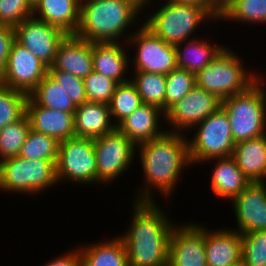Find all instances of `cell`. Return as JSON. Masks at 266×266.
I'll use <instances>...</instances> for the list:
<instances>
[{"instance_id": "9c48e42d", "label": "cell", "mask_w": 266, "mask_h": 266, "mask_svg": "<svg viewBox=\"0 0 266 266\" xmlns=\"http://www.w3.org/2000/svg\"><path fill=\"white\" fill-rule=\"evenodd\" d=\"M56 174L58 182L63 179L73 183L99 184L93 139L73 137L59 142Z\"/></svg>"}, {"instance_id": "277c9868", "label": "cell", "mask_w": 266, "mask_h": 266, "mask_svg": "<svg viewBox=\"0 0 266 266\" xmlns=\"http://www.w3.org/2000/svg\"><path fill=\"white\" fill-rule=\"evenodd\" d=\"M218 20L209 4L176 3L164 5L146 18L143 24L169 45L176 46L191 38L202 21Z\"/></svg>"}, {"instance_id": "9a60e30c", "label": "cell", "mask_w": 266, "mask_h": 266, "mask_svg": "<svg viewBox=\"0 0 266 266\" xmlns=\"http://www.w3.org/2000/svg\"><path fill=\"white\" fill-rule=\"evenodd\" d=\"M168 266H207L202 225L175 226L169 241Z\"/></svg>"}, {"instance_id": "74e56055", "label": "cell", "mask_w": 266, "mask_h": 266, "mask_svg": "<svg viewBox=\"0 0 266 266\" xmlns=\"http://www.w3.org/2000/svg\"><path fill=\"white\" fill-rule=\"evenodd\" d=\"M33 16V6L28 0H0V24L16 27Z\"/></svg>"}, {"instance_id": "484cf974", "label": "cell", "mask_w": 266, "mask_h": 266, "mask_svg": "<svg viewBox=\"0 0 266 266\" xmlns=\"http://www.w3.org/2000/svg\"><path fill=\"white\" fill-rule=\"evenodd\" d=\"M196 39L194 37V39H188V41L175 46L177 68L185 69L195 75L209 65L225 48L218 44L213 46L206 39L201 41ZM183 44L186 45L183 47L184 49L182 48Z\"/></svg>"}, {"instance_id": "e575fe53", "label": "cell", "mask_w": 266, "mask_h": 266, "mask_svg": "<svg viewBox=\"0 0 266 266\" xmlns=\"http://www.w3.org/2000/svg\"><path fill=\"white\" fill-rule=\"evenodd\" d=\"M196 85V75L185 69L175 68L166 75L165 112L182 100Z\"/></svg>"}, {"instance_id": "52a82bcc", "label": "cell", "mask_w": 266, "mask_h": 266, "mask_svg": "<svg viewBox=\"0 0 266 266\" xmlns=\"http://www.w3.org/2000/svg\"><path fill=\"white\" fill-rule=\"evenodd\" d=\"M56 163L16 156L0 161V190L12 193L38 194L57 185ZM37 192V193H36Z\"/></svg>"}, {"instance_id": "8992f818", "label": "cell", "mask_w": 266, "mask_h": 266, "mask_svg": "<svg viewBox=\"0 0 266 266\" xmlns=\"http://www.w3.org/2000/svg\"><path fill=\"white\" fill-rule=\"evenodd\" d=\"M247 72L241 59L225 47L204 69L196 74V85L224 100L245 91L259 77Z\"/></svg>"}, {"instance_id": "603a6c76", "label": "cell", "mask_w": 266, "mask_h": 266, "mask_svg": "<svg viewBox=\"0 0 266 266\" xmlns=\"http://www.w3.org/2000/svg\"><path fill=\"white\" fill-rule=\"evenodd\" d=\"M80 4L81 0H39L33 7V17L59 27L66 34H75L79 25Z\"/></svg>"}, {"instance_id": "ba28073f", "label": "cell", "mask_w": 266, "mask_h": 266, "mask_svg": "<svg viewBox=\"0 0 266 266\" xmlns=\"http://www.w3.org/2000/svg\"><path fill=\"white\" fill-rule=\"evenodd\" d=\"M193 129L197 130L196 134L192 140H187L191 164L232 156L235 142L227 113L222 107Z\"/></svg>"}, {"instance_id": "cb8c5ba5", "label": "cell", "mask_w": 266, "mask_h": 266, "mask_svg": "<svg viewBox=\"0 0 266 266\" xmlns=\"http://www.w3.org/2000/svg\"><path fill=\"white\" fill-rule=\"evenodd\" d=\"M232 157L250 182H265L266 134L235 143Z\"/></svg>"}, {"instance_id": "44dd1931", "label": "cell", "mask_w": 266, "mask_h": 266, "mask_svg": "<svg viewBox=\"0 0 266 266\" xmlns=\"http://www.w3.org/2000/svg\"><path fill=\"white\" fill-rule=\"evenodd\" d=\"M109 105L86 101L74 111L75 137L96 139L116 129Z\"/></svg>"}, {"instance_id": "7402d4cb", "label": "cell", "mask_w": 266, "mask_h": 266, "mask_svg": "<svg viewBox=\"0 0 266 266\" xmlns=\"http://www.w3.org/2000/svg\"><path fill=\"white\" fill-rule=\"evenodd\" d=\"M124 46L119 42H96L92 45L93 71L117 83L127 82L126 69L130 63Z\"/></svg>"}, {"instance_id": "b9f144b4", "label": "cell", "mask_w": 266, "mask_h": 266, "mask_svg": "<svg viewBox=\"0 0 266 266\" xmlns=\"http://www.w3.org/2000/svg\"><path fill=\"white\" fill-rule=\"evenodd\" d=\"M234 0H209L210 9L219 16Z\"/></svg>"}, {"instance_id": "ac0fdd59", "label": "cell", "mask_w": 266, "mask_h": 266, "mask_svg": "<svg viewBox=\"0 0 266 266\" xmlns=\"http://www.w3.org/2000/svg\"><path fill=\"white\" fill-rule=\"evenodd\" d=\"M26 115L30 129L49 135L58 142L75 137L74 113L45 108L29 96L26 102Z\"/></svg>"}, {"instance_id": "bcb514c9", "label": "cell", "mask_w": 266, "mask_h": 266, "mask_svg": "<svg viewBox=\"0 0 266 266\" xmlns=\"http://www.w3.org/2000/svg\"><path fill=\"white\" fill-rule=\"evenodd\" d=\"M139 1L143 4V6H146L147 5L146 3H148V1L151 2V0H139Z\"/></svg>"}, {"instance_id": "83f0119b", "label": "cell", "mask_w": 266, "mask_h": 266, "mask_svg": "<svg viewBox=\"0 0 266 266\" xmlns=\"http://www.w3.org/2000/svg\"><path fill=\"white\" fill-rule=\"evenodd\" d=\"M29 96L40 106L48 109L60 110L74 113L76 106L66 94L62 85H59L48 74L29 94Z\"/></svg>"}, {"instance_id": "f1b7e54d", "label": "cell", "mask_w": 266, "mask_h": 266, "mask_svg": "<svg viewBox=\"0 0 266 266\" xmlns=\"http://www.w3.org/2000/svg\"><path fill=\"white\" fill-rule=\"evenodd\" d=\"M135 85L142 102L165 112L166 75L161 73L136 72L130 79Z\"/></svg>"}, {"instance_id": "7a4b0ae2", "label": "cell", "mask_w": 266, "mask_h": 266, "mask_svg": "<svg viewBox=\"0 0 266 266\" xmlns=\"http://www.w3.org/2000/svg\"><path fill=\"white\" fill-rule=\"evenodd\" d=\"M129 231L122 236L129 266H168L169 241L175 225L157 202L133 204Z\"/></svg>"}, {"instance_id": "7bdbcfd3", "label": "cell", "mask_w": 266, "mask_h": 266, "mask_svg": "<svg viewBox=\"0 0 266 266\" xmlns=\"http://www.w3.org/2000/svg\"><path fill=\"white\" fill-rule=\"evenodd\" d=\"M176 3H195V4H209V0H168Z\"/></svg>"}, {"instance_id": "8fae6325", "label": "cell", "mask_w": 266, "mask_h": 266, "mask_svg": "<svg viewBox=\"0 0 266 266\" xmlns=\"http://www.w3.org/2000/svg\"><path fill=\"white\" fill-rule=\"evenodd\" d=\"M129 44L135 45L137 52L133 62L135 64L134 72L161 73L167 75L173 69L177 68L175 46L164 42L156 36L144 24L139 30L132 32L128 37Z\"/></svg>"}, {"instance_id": "4dcf8cb0", "label": "cell", "mask_w": 266, "mask_h": 266, "mask_svg": "<svg viewBox=\"0 0 266 266\" xmlns=\"http://www.w3.org/2000/svg\"><path fill=\"white\" fill-rule=\"evenodd\" d=\"M58 148L59 142L55 138L30 129L18 156L30 160H50L56 163Z\"/></svg>"}, {"instance_id": "ab89813d", "label": "cell", "mask_w": 266, "mask_h": 266, "mask_svg": "<svg viewBox=\"0 0 266 266\" xmlns=\"http://www.w3.org/2000/svg\"><path fill=\"white\" fill-rule=\"evenodd\" d=\"M15 40V28L9 25L0 24V78L3 75L10 48Z\"/></svg>"}, {"instance_id": "f35d334b", "label": "cell", "mask_w": 266, "mask_h": 266, "mask_svg": "<svg viewBox=\"0 0 266 266\" xmlns=\"http://www.w3.org/2000/svg\"><path fill=\"white\" fill-rule=\"evenodd\" d=\"M48 75L59 85H62L66 94L70 97L75 106L81 105L87 101L84 81L82 78L57 69H48Z\"/></svg>"}, {"instance_id": "1f68e13d", "label": "cell", "mask_w": 266, "mask_h": 266, "mask_svg": "<svg viewBox=\"0 0 266 266\" xmlns=\"http://www.w3.org/2000/svg\"><path fill=\"white\" fill-rule=\"evenodd\" d=\"M243 23H266V0H234L219 16V20Z\"/></svg>"}, {"instance_id": "d6986e66", "label": "cell", "mask_w": 266, "mask_h": 266, "mask_svg": "<svg viewBox=\"0 0 266 266\" xmlns=\"http://www.w3.org/2000/svg\"><path fill=\"white\" fill-rule=\"evenodd\" d=\"M165 112L156 106L143 103L132 114L122 120L116 128L135 145L162 136L166 131L159 127L158 119ZM159 129V130H158Z\"/></svg>"}, {"instance_id": "f546056e", "label": "cell", "mask_w": 266, "mask_h": 266, "mask_svg": "<svg viewBox=\"0 0 266 266\" xmlns=\"http://www.w3.org/2000/svg\"><path fill=\"white\" fill-rule=\"evenodd\" d=\"M142 104L141 96L131 80L118 83L109 103L111 117H115V122L113 123L117 126Z\"/></svg>"}, {"instance_id": "ffe728a7", "label": "cell", "mask_w": 266, "mask_h": 266, "mask_svg": "<svg viewBox=\"0 0 266 266\" xmlns=\"http://www.w3.org/2000/svg\"><path fill=\"white\" fill-rule=\"evenodd\" d=\"M207 266H231L242 259L241 234L237 230L205 227Z\"/></svg>"}, {"instance_id": "f6af8a7d", "label": "cell", "mask_w": 266, "mask_h": 266, "mask_svg": "<svg viewBox=\"0 0 266 266\" xmlns=\"http://www.w3.org/2000/svg\"><path fill=\"white\" fill-rule=\"evenodd\" d=\"M28 1L34 7L39 0H28Z\"/></svg>"}, {"instance_id": "5bb4252c", "label": "cell", "mask_w": 266, "mask_h": 266, "mask_svg": "<svg viewBox=\"0 0 266 266\" xmlns=\"http://www.w3.org/2000/svg\"><path fill=\"white\" fill-rule=\"evenodd\" d=\"M66 35L59 27L33 16L15 27V39L48 67L53 64L57 48Z\"/></svg>"}, {"instance_id": "60d3db41", "label": "cell", "mask_w": 266, "mask_h": 266, "mask_svg": "<svg viewBox=\"0 0 266 266\" xmlns=\"http://www.w3.org/2000/svg\"><path fill=\"white\" fill-rule=\"evenodd\" d=\"M44 266H82V257L79 248L50 260Z\"/></svg>"}, {"instance_id": "ee69618b", "label": "cell", "mask_w": 266, "mask_h": 266, "mask_svg": "<svg viewBox=\"0 0 266 266\" xmlns=\"http://www.w3.org/2000/svg\"><path fill=\"white\" fill-rule=\"evenodd\" d=\"M231 266H247V264L241 259L237 263L231 265Z\"/></svg>"}, {"instance_id": "5b68a950", "label": "cell", "mask_w": 266, "mask_h": 266, "mask_svg": "<svg viewBox=\"0 0 266 266\" xmlns=\"http://www.w3.org/2000/svg\"><path fill=\"white\" fill-rule=\"evenodd\" d=\"M235 143L266 134V91L259 77L245 91L222 100Z\"/></svg>"}, {"instance_id": "e0dca14e", "label": "cell", "mask_w": 266, "mask_h": 266, "mask_svg": "<svg viewBox=\"0 0 266 266\" xmlns=\"http://www.w3.org/2000/svg\"><path fill=\"white\" fill-rule=\"evenodd\" d=\"M92 45L93 42L67 34L48 69L63 70L76 77L86 78L93 71Z\"/></svg>"}, {"instance_id": "d590c367", "label": "cell", "mask_w": 266, "mask_h": 266, "mask_svg": "<svg viewBox=\"0 0 266 266\" xmlns=\"http://www.w3.org/2000/svg\"><path fill=\"white\" fill-rule=\"evenodd\" d=\"M241 243L247 266H266V231L241 234Z\"/></svg>"}, {"instance_id": "836d02e7", "label": "cell", "mask_w": 266, "mask_h": 266, "mask_svg": "<svg viewBox=\"0 0 266 266\" xmlns=\"http://www.w3.org/2000/svg\"><path fill=\"white\" fill-rule=\"evenodd\" d=\"M29 95L0 83V129L20 120L26 114Z\"/></svg>"}, {"instance_id": "3957f363", "label": "cell", "mask_w": 266, "mask_h": 266, "mask_svg": "<svg viewBox=\"0 0 266 266\" xmlns=\"http://www.w3.org/2000/svg\"><path fill=\"white\" fill-rule=\"evenodd\" d=\"M143 7L139 0H81L74 35L93 43L119 42L124 30L137 23Z\"/></svg>"}, {"instance_id": "d4e9b609", "label": "cell", "mask_w": 266, "mask_h": 266, "mask_svg": "<svg viewBox=\"0 0 266 266\" xmlns=\"http://www.w3.org/2000/svg\"><path fill=\"white\" fill-rule=\"evenodd\" d=\"M217 160L211 176V189L221 198L233 200L250 183L232 156L209 159Z\"/></svg>"}, {"instance_id": "d6a6232c", "label": "cell", "mask_w": 266, "mask_h": 266, "mask_svg": "<svg viewBox=\"0 0 266 266\" xmlns=\"http://www.w3.org/2000/svg\"><path fill=\"white\" fill-rule=\"evenodd\" d=\"M29 130L30 123L26 114L0 129V161L18 156Z\"/></svg>"}, {"instance_id": "30bf717a", "label": "cell", "mask_w": 266, "mask_h": 266, "mask_svg": "<svg viewBox=\"0 0 266 266\" xmlns=\"http://www.w3.org/2000/svg\"><path fill=\"white\" fill-rule=\"evenodd\" d=\"M93 145L97 161V181L101 184L119 178L136 156L137 146L117 128L93 139Z\"/></svg>"}, {"instance_id": "6da1fadb", "label": "cell", "mask_w": 266, "mask_h": 266, "mask_svg": "<svg viewBox=\"0 0 266 266\" xmlns=\"http://www.w3.org/2000/svg\"><path fill=\"white\" fill-rule=\"evenodd\" d=\"M187 140L182 133L166 130L162 136L137 145L146 183L144 190L140 188L137 192L135 201L154 202L151 189L155 188L161 196L171 194L183 167L191 164Z\"/></svg>"}, {"instance_id": "8d00e7d4", "label": "cell", "mask_w": 266, "mask_h": 266, "mask_svg": "<svg viewBox=\"0 0 266 266\" xmlns=\"http://www.w3.org/2000/svg\"><path fill=\"white\" fill-rule=\"evenodd\" d=\"M83 81L87 101L109 105L118 84L116 81L95 71H92Z\"/></svg>"}, {"instance_id": "4fadbf2b", "label": "cell", "mask_w": 266, "mask_h": 266, "mask_svg": "<svg viewBox=\"0 0 266 266\" xmlns=\"http://www.w3.org/2000/svg\"><path fill=\"white\" fill-rule=\"evenodd\" d=\"M222 100L216 95L195 85L180 101L172 105L166 112V122L173 126L171 132L183 133L216 112L221 107ZM175 128V129H174Z\"/></svg>"}, {"instance_id": "7c38bea8", "label": "cell", "mask_w": 266, "mask_h": 266, "mask_svg": "<svg viewBox=\"0 0 266 266\" xmlns=\"http://www.w3.org/2000/svg\"><path fill=\"white\" fill-rule=\"evenodd\" d=\"M47 74L48 66L15 39L0 83L29 95Z\"/></svg>"}, {"instance_id": "4316f807", "label": "cell", "mask_w": 266, "mask_h": 266, "mask_svg": "<svg viewBox=\"0 0 266 266\" xmlns=\"http://www.w3.org/2000/svg\"><path fill=\"white\" fill-rule=\"evenodd\" d=\"M107 240L79 248L82 266H129L122 238L118 236Z\"/></svg>"}, {"instance_id": "2e32d148", "label": "cell", "mask_w": 266, "mask_h": 266, "mask_svg": "<svg viewBox=\"0 0 266 266\" xmlns=\"http://www.w3.org/2000/svg\"><path fill=\"white\" fill-rule=\"evenodd\" d=\"M266 182H250L233 200L240 234L266 231Z\"/></svg>"}]
</instances>
